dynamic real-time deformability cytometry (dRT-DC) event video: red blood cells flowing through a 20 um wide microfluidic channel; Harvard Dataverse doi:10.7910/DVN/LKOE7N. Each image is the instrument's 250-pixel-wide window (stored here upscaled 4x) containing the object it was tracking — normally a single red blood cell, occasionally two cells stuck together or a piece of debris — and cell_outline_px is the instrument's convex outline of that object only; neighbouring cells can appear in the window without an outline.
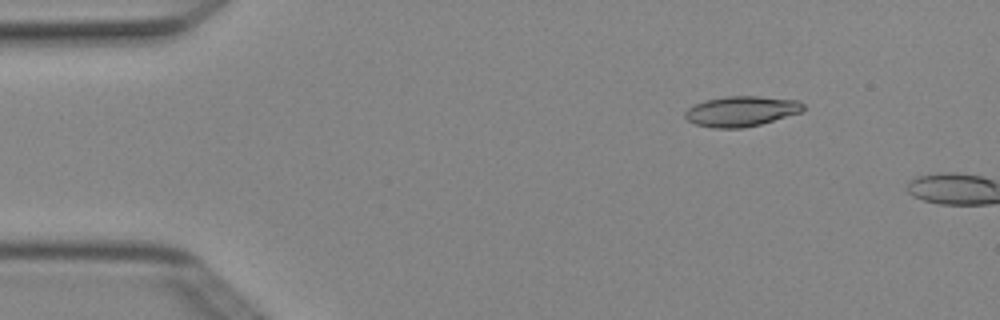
{"species": "Egyptian fruit bat (a non-hibernating species)", "species_latin": "Rousettus aegyptiacus", "temperature_condition": "cold", "stored_images_in_passage": 2, "camera_frame_rate_fps": 3000, "um_per_image_px": 0.085, "animal": {"sex": "female"}, "frame": {"image": 1, "passage_image": 1, "time_ms": 0.0, "image_size_px": [1000, 320], "cell_outline_px": [[804, 108], [800, 112], [760, 124], [744, 128], [712, 128], [696, 124], [688, 120], [684, 116], [684, 112], [688, 108], [696, 104], [708, 100], [724, 96], [756, 96], [800, 100], [804, 104]], "centroid_in_image_um": [63.01, 9.45], "position_along_channel_um": 22.0, "area_um2": 20.69}}